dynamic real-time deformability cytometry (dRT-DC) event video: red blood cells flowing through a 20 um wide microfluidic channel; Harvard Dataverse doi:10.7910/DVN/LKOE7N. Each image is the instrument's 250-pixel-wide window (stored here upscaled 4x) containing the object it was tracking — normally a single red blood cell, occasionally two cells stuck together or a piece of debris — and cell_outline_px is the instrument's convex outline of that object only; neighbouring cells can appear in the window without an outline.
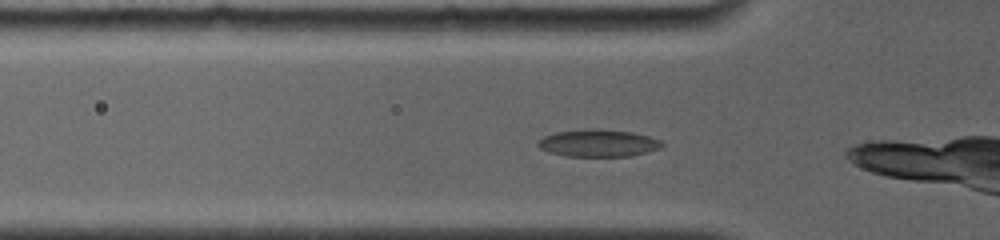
{"species": "common noctule bat (a hibernating species)", "species_latin": "Nyctalus noctula", "temperature_condition": "room temperature", "stored_images_in_passage": 6, "camera_frame_rate_fps": 4000, "um_per_image_px": 0.085, "animal": {"sex": "female", "body_mass_g": 19.0, "forearm_length_mm": 56.7}, "frame": {"image": 1, "passage_image": 3, "time_ms": 1.0, "image_size_px": [1000, 240], "cell_outline_px": [[664, 144], [660, 148], [648, 152], [632, 156], [568, 156], [548, 152], [540, 148], [536, 144], [536, 140], [544, 136], [556, 132], [588, 128], [600, 128], [632, 132], [648, 136], [660, 140]], "centroid_in_image_um": [50.83, 12.15], "position_along_channel_um": 75.0, "area_um2": 19.94}}
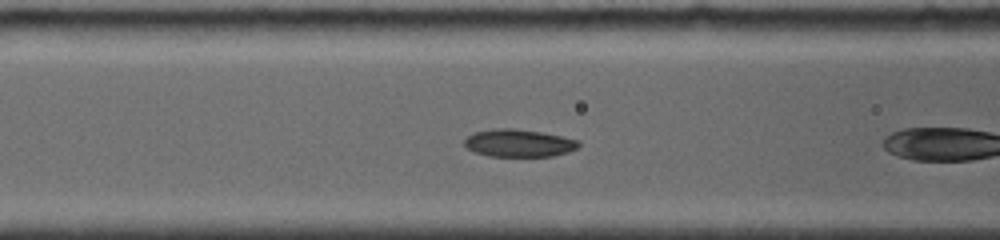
{"frame": {"image": 2, "passage_image": 5, "time_ms": 2.25, "image_size_px": [1000, 240], "cell_outline_px": [[580, 144], [576, 148], [568, 152], [552, 156], [488, 156], [476, 152], [468, 148], [464, 144], [464, 140], [468, 136], [476, 132], [496, 128], [516, 128], [540, 132], [580, 140]], "centroid_in_image_um": [44.11, 12.16], "position_along_channel_um": 122.5, "area_um2": 18.21}}